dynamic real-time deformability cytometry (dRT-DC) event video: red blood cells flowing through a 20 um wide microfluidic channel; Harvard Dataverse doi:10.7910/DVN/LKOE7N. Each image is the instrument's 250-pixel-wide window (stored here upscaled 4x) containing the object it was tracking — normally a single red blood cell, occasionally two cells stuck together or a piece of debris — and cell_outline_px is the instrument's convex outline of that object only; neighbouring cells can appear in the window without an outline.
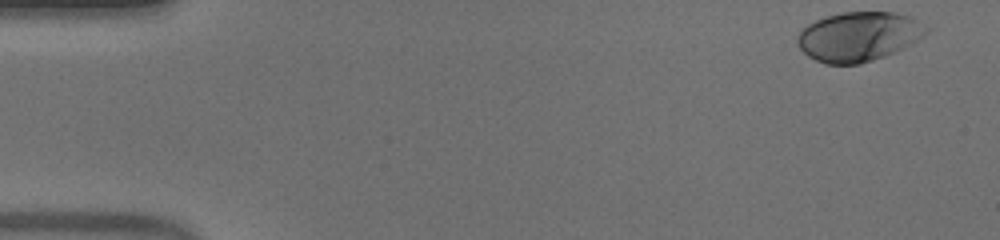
{"species": "human", "species_latin": "Homo sapiens", "temperature_condition": "warm", "stored_images_in_passage": 42, "camera_frame_rate_fps": 3000, "um_per_image_px": 0.085, "donor": {"sex": "male"}, "frame": {"image": 1, "passage_image": 1, "time_ms": 0.0, "image_size_px": [1000, 240], "cell_outline_px": [[928, 32], [924, 36], [884, 56], [860, 64], [824, 64], [808, 56], [800, 48], [796, 40], [800, 32], [808, 24], [816, 20], [840, 12], [892, 12], [912, 16], [928, 28]], "centroid_in_image_um": [72.97, 3.1], "position_along_channel_um": 12.0, "area_um2": 36.76}}
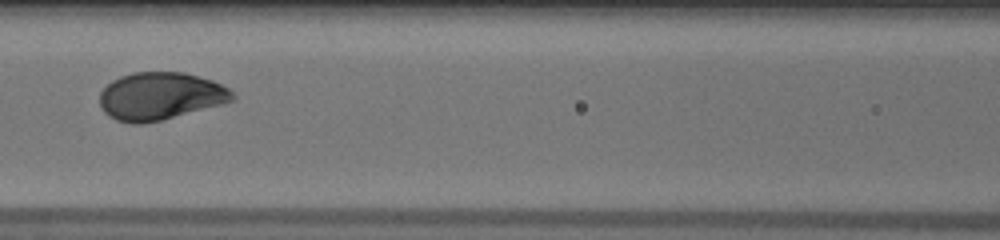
{"frame": {"image": 2, "passage_image": 22, "time_ms": 7.0, "image_size_px": [1000, 240], "cell_outline_px": [[236, 100], [160, 120], [140, 124], [132, 124], [116, 120], [108, 116], [104, 112], [100, 104], [100, 92], [112, 80], [120, 76], [132, 72], [184, 72], [212, 80], [228, 88], [236, 96]], "centroid_in_image_um": [13.61, 8.16], "position_along_channel_um": 153.0, "area_um2": 36.7}}
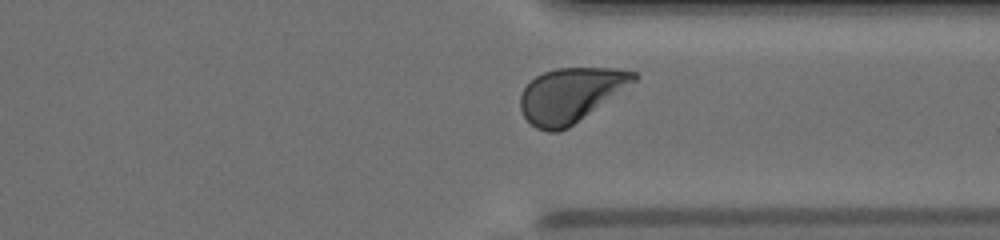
{"frame": {"image": 3, "passage_image": 38, "time_ms": 12.333, "image_size_px": [1000, 240], "cell_outline_px": [[640, 76], [636, 80], [568, 128], [560, 132], [548, 132], [536, 128], [524, 116], [520, 108], [520, 96], [524, 88], [536, 76], [544, 72], [556, 68], [616, 68], [636, 72]], "centroid_in_image_um": [48.48, 8.07], "position_along_channel_um": 362.9, "area_um2": 35.55}, "authors_computed_cell_mechanics": {"area_um2": 36.414, "velocity_mm_per_s": 3.9477, "shape_relaxation_time_tau1_ms": 2.7735, "shape_relaxation_time_tau2_ms": null, "deformation_change_tau1": 0.181, "deformation_change_tau2": null}}